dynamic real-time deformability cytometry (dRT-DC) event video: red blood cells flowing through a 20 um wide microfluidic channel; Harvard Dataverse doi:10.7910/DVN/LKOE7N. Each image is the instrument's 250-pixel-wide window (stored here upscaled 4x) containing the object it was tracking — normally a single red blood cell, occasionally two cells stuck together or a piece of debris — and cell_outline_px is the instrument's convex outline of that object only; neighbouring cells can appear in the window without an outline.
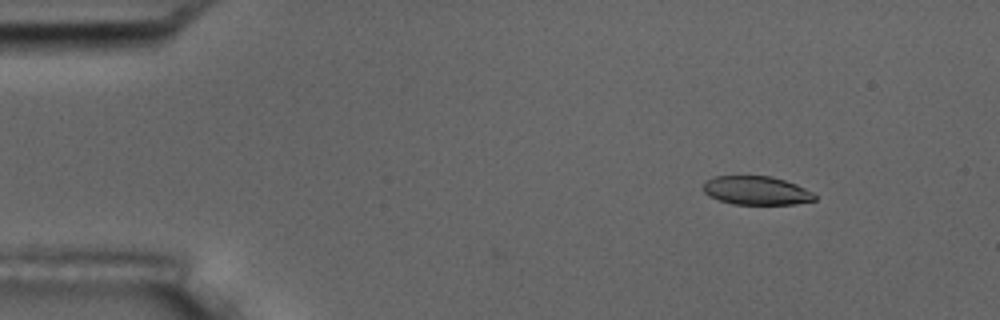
{"species": "common noctule bat (a hibernating species)", "species_latin": "Nyctalus noctula", "temperature_condition": "room temperature", "stored_images_in_passage": 3, "camera_frame_rate_fps": 3000, "um_per_image_px": 0.085, "animal": {"sex": "male", "body_mass_g": 17.5, "forearm_length_mm": 52.3}, "frame": {"image": 1, "passage_image": 1, "time_ms": 0.0, "image_size_px": [1000, 320], "cell_outline_px": [[816, 200], [796, 204], [732, 204], [708, 196], [704, 192], [704, 180], [716, 176], [772, 176], [796, 184], [812, 192], [816, 196]], "centroid_in_image_um": [64.29, 16.19], "position_along_channel_um": 20.7, "area_um2": 18.61}}